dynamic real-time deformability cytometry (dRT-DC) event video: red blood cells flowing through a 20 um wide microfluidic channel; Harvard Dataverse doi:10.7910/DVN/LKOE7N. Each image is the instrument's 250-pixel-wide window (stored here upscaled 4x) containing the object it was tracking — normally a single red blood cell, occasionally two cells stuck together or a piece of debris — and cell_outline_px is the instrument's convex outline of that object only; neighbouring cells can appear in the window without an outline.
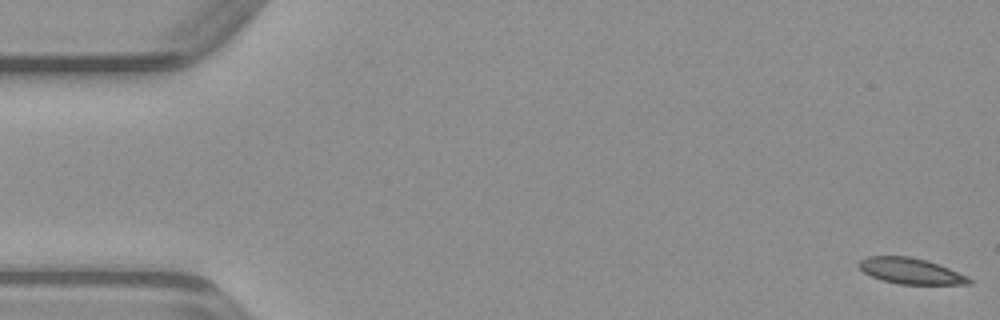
{"species": "common noctule bat (a hibernating species)", "species_latin": "Nyctalus noctula", "temperature_condition": "warm", "stored_images_in_passage": 49, "camera_frame_rate_fps": 3000, "um_per_image_px": 0.085, "animal": {"sex": "male", "body_mass_g": 23.1, "forearm_length_mm": 52.7}, "frame": {"image": 1, "passage_image": 1, "time_ms": 0.0, "image_size_px": [1000, 320], "cell_outline_px": [[972, 284], [900, 284], [884, 280], [872, 276], [864, 272], [860, 268], [860, 260], [868, 256], [908, 256], [924, 260], [948, 268], [968, 276], [972, 280]], "centroid_in_image_um": [77.43, 23.04], "position_along_channel_um": 7.6, "area_um2": 16.24}}
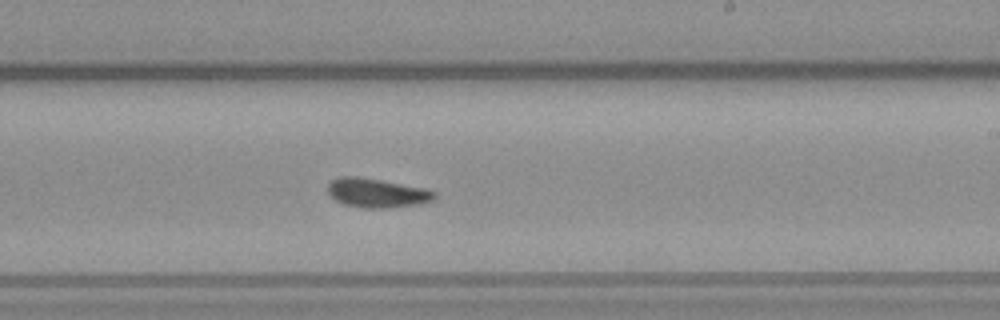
{"frame": {"image": 2, "passage_image": 29, "time_ms": 9.333, "image_size_px": [1000, 320], "cell_outline_px": [[436, 196], [432, 200], [420, 204], [384, 208], [364, 208], [344, 204], [336, 200], [328, 192], [328, 184], [332, 180], [340, 176], [356, 176], [428, 188], [436, 192]], "centroid_in_image_um": [32.06, 16.39], "position_along_channel_um": 256.9, "area_um2": 18.09}}
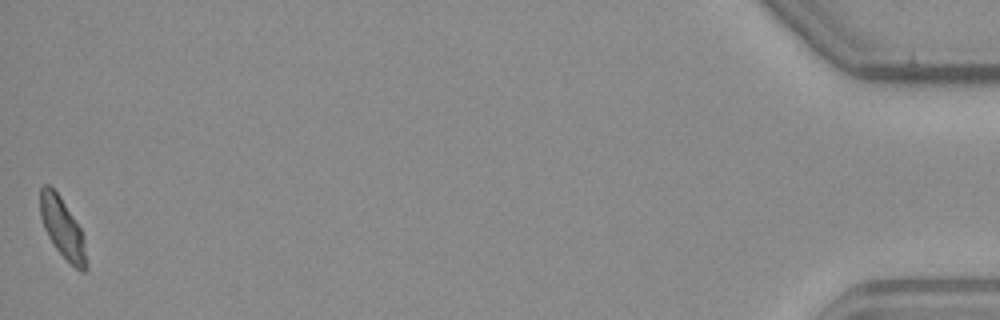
{"frame": {"image": 3, "passage_image": 49, "time_ms": 16.0, "image_size_px": [1000, 320], "cell_outline_px": [[88, 268], [84, 272], [80, 272], [56, 248], [48, 236], [44, 228], [40, 216], [40, 188], [44, 184], [48, 184], [60, 196], [80, 228], [84, 236], [88, 264]], "centroid_in_image_um": [5.33, 19.4], "position_along_channel_um": 429.9, "area_um2": 16.13}}